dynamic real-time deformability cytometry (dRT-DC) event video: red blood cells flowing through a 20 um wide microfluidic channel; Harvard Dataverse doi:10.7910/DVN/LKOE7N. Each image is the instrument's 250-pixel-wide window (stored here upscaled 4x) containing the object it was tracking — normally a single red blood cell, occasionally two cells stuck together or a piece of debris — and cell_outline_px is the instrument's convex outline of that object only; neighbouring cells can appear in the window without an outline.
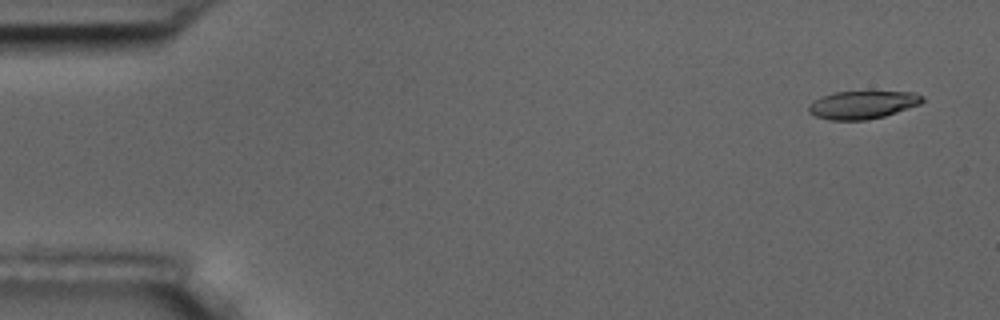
{"species": "common noctule bat (a hibernating species)", "species_latin": "Nyctalus noctula", "temperature_condition": "room temperature", "stored_images_in_passage": 3, "camera_frame_rate_fps": 3000, "um_per_image_px": 0.085, "animal": {"sex": "male", "body_mass_g": 17.5, "forearm_length_mm": 52.3}, "frame": {"image": 1, "passage_image": 1, "time_ms": 0.0, "image_size_px": [1000, 320], "cell_outline_px": [[924, 100], [920, 104], [884, 116], [864, 120], [828, 120], [816, 116], [808, 112], [808, 108], [820, 96], [836, 92], [916, 92], [924, 96]], "centroid_in_image_um": [73.33, 8.91], "position_along_channel_um": 11.7, "area_um2": 18.32}}